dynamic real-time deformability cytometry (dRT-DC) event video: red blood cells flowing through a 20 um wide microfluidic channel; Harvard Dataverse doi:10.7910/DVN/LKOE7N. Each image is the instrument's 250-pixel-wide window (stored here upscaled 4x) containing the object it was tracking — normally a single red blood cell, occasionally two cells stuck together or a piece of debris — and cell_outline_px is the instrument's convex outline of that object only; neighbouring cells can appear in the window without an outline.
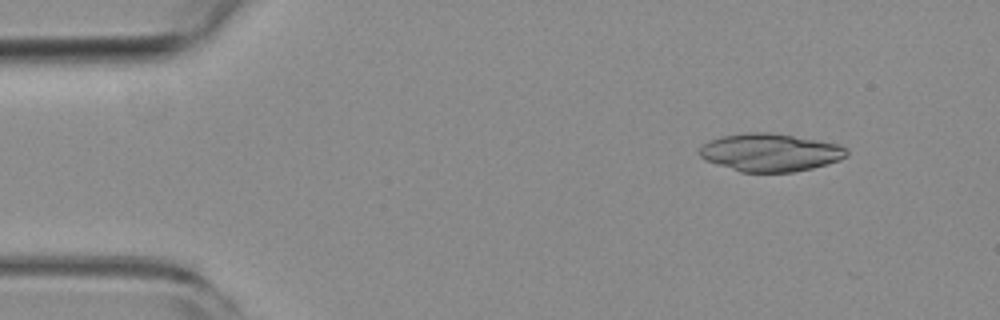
{"species": "common noctule bat (a hibernating species)", "species_latin": "Nyctalus noctula", "temperature_condition": "room temperature", "stored_images_in_passage": 12, "camera_frame_rate_fps": 3000, "um_per_image_px": 0.085, "animal": {"sex": "female", "body_mass_g": 19.3, "forearm_length_mm": 54.1}, "frame": {"image": 1, "passage_image": 6, "time_ms": 1.667, "image_size_px": [1000, 320], "cell_outline_px": [[848, 156], [840, 160], [828, 164], [812, 168], [792, 172], [740, 172], [704, 160], [696, 152], [704, 144], [720, 136], [748, 132], [768, 132], [840, 144], [848, 148]], "centroid_in_image_um": [65.47, 12.96], "position_along_channel_um": 19.5, "area_um2": 32.6}}